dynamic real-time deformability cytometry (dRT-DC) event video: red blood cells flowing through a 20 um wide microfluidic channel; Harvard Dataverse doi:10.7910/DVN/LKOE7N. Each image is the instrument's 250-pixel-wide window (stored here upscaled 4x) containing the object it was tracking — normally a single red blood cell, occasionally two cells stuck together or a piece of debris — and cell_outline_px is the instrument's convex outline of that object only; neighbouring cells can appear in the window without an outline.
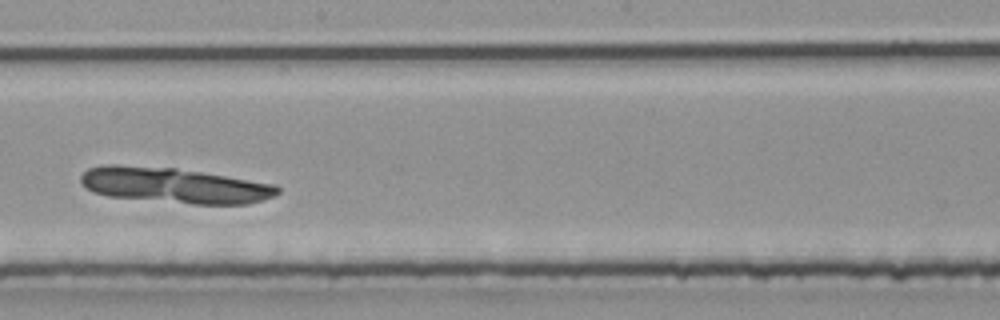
{"species": "common noctule bat (a hibernating species)", "species_latin": "Nyctalus noctula", "temperature_condition": "room temperature", "stored_images_in_passage": 28, "camera_frame_rate_fps": 3000, "um_per_image_px": 0.085, "animal": {"sex": "male", "body_mass_g": 20.4}, "frame": {"image": 1, "passage_image": 12, "time_ms": 3.667, "image_size_px": [1000, 320], "cell_outline_px": [[280, 192], [264, 200], [248, 204], [192, 204], [108, 196], [92, 192], [80, 180], [80, 176], [88, 168], [104, 164], [116, 164], [176, 168], [276, 184], [280, 188]], "centroid_in_image_um": [14.82, 15.75], "position_along_channel_um": 233.4, "area_um2": 40.63}}